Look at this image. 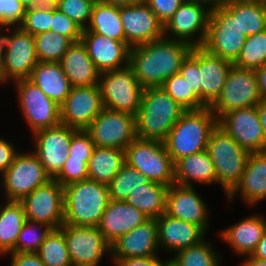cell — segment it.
I'll return each instance as SVG.
<instances>
[{"mask_svg":"<svg viewBox=\"0 0 266 266\" xmlns=\"http://www.w3.org/2000/svg\"><path fill=\"white\" fill-rule=\"evenodd\" d=\"M148 181L138 170L125 163L108 184L109 198L116 201H125L132 190Z\"/></svg>","mask_w":266,"mask_h":266,"instance_id":"cell-41","label":"cell"},{"mask_svg":"<svg viewBox=\"0 0 266 266\" xmlns=\"http://www.w3.org/2000/svg\"><path fill=\"white\" fill-rule=\"evenodd\" d=\"M247 35L238 25V1L224 4L210 11L205 41L208 52L234 63Z\"/></svg>","mask_w":266,"mask_h":266,"instance_id":"cell-5","label":"cell"},{"mask_svg":"<svg viewBox=\"0 0 266 266\" xmlns=\"http://www.w3.org/2000/svg\"><path fill=\"white\" fill-rule=\"evenodd\" d=\"M60 0H42L43 4L55 5Z\"/></svg>","mask_w":266,"mask_h":266,"instance_id":"cell-63","label":"cell"},{"mask_svg":"<svg viewBox=\"0 0 266 266\" xmlns=\"http://www.w3.org/2000/svg\"><path fill=\"white\" fill-rule=\"evenodd\" d=\"M186 111L163 87L144 88L136 114L137 138L163 142Z\"/></svg>","mask_w":266,"mask_h":266,"instance_id":"cell-2","label":"cell"},{"mask_svg":"<svg viewBox=\"0 0 266 266\" xmlns=\"http://www.w3.org/2000/svg\"><path fill=\"white\" fill-rule=\"evenodd\" d=\"M252 256L260 260H266V231L258 242V245L255 251L252 253Z\"/></svg>","mask_w":266,"mask_h":266,"instance_id":"cell-56","label":"cell"},{"mask_svg":"<svg viewBox=\"0 0 266 266\" xmlns=\"http://www.w3.org/2000/svg\"><path fill=\"white\" fill-rule=\"evenodd\" d=\"M211 245L204 238L196 245L177 251L170 263L173 266H220L221 255Z\"/></svg>","mask_w":266,"mask_h":266,"instance_id":"cell-36","label":"cell"},{"mask_svg":"<svg viewBox=\"0 0 266 266\" xmlns=\"http://www.w3.org/2000/svg\"><path fill=\"white\" fill-rule=\"evenodd\" d=\"M159 248L173 251L198 244L205 237V232L196 224L162 214L156 218Z\"/></svg>","mask_w":266,"mask_h":266,"instance_id":"cell-24","label":"cell"},{"mask_svg":"<svg viewBox=\"0 0 266 266\" xmlns=\"http://www.w3.org/2000/svg\"><path fill=\"white\" fill-rule=\"evenodd\" d=\"M266 64V30L247 36L237 60L233 65L257 70Z\"/></svg>","mask_w":266,"mask_h":266,"instance_id":"cell-40","label":"cell"},{"mask_svg":"<svg viewBox=\"0 0 266 266\" xmlns=\"http://www.w3.org/2000/svg\"><path fill=\"white\" fill-rule=\"evenodd\" d=\"M179 74L186 79L189 87L202 101L200 84V46L192 47L188 56L183 60Z\"/></svg>","mask_w":266,"mask_h":266,"instance_id":"cell-46","label":"cell"},{"mask_svg":"<svg viewBox=\"0 0 266 266\" xmlns=\"http://www.w3.org/2000/svg\"><path fill=\"white\" fill-rule=\"evenodd\" d=\"M46 266H72L63 231L52 229L37 251Z\"/></svg>","mask_w":266,"mask_h":266,"instance_id":"cell-37","label":"cell"},{"mask_svg":"<svg viewBox=\"0 0 266 266\" xmlns=\"http://www.w3.org/2000/svg\"><path fill=\"white\" fill-rule=\"evenodd\" d=\"M237 193L249 206L266 198V151L249 154L239 183L226 199L233 200Z\"/></svg>","mask_w":266,"mask_h":266,"instance_id":"cell-26","label":"cell"},{"mask_svg":"<svg viewBox=\"0 0 266 266\" xmlns=\"http://www.w3.org/2000/svg\"><path fill=\"white\" fill-rule=\"evenodd\" d=\"M11 266H46L37 253L9 252Z\"/></svg>","mask_w":266,"mask_h":266,"instance_id":"cell-53","label":"cell"},{"mask_svg":"<svg viewBox=\"0 0 266 266\" xmlns=\"http://www.w3.org/2000/svg\"><path fill=\"white\" fill-rule=\"evenodd\" d=\"M49 180L51 177L34 152L24 154L18 152L1 178L6 201L16 202H20L26 195Z\"/></svg>","mask_w":266,"mask_h":266,"instance_id":"cell-10","label":"cell"},{"mask_svg":"<svg viewBox=\"0 0 266 266\" xmlns=\"http://www.w3.org/2000/svg\"><path fill=\"white\" fill-rule=\"evenodd\" d=\"M262 101L255 70L233 65L218 98L209 106L217 119L229 111L257 106Z\"/></svg>","mask_w":266,"mask_h":266,"instance_id":"cell-9","label":"cell"},{"mask_svg":"<svg viewBox=\"0 0 266 266\" xmlns=\"http://www.w3.org/2000/svg\"><path fill=\"white\" fill-rule=\"evenodd\" d=\"M184 1L201 4L206 8H208L210 11L215 10L219 6H222V0H184Z\"/></svg>","mask_w":266,"mask_h":266,"instance_id":"cell-57","label":"cell"},{"mask_svg":"<svg viewBox=\"0 0 266 266\" xmlns=\"http://www.w3.org/2000/svg\"><path fill=\"white\" fill-rule=\"evenodd\" d=\"M175 183L193 186V182L201 184L217 183L215 165L207 150L185 156L174 163Z\"/></svg>","mask_w":266,"mask_h":266,"instance_id":"cell-30","label":"cell"},{"mask_svg":"<svg viewBox=\"0 0 266 266\" xmlns=\"http://www.w3.org/2000/svg\"><path fill=\"white\" fill-rule=\"evenodd\" d=\"M4 45L0 31V83L3 84Z\"/></svg>","mask_w":266,"mask_h":266,"instance_id":"cell-61","label":"cell"},{"mask_svg":"<svg viewBox=\"0 0 266 266\" xmlns=\"http://www.w3.org/2000/svg\"><path fill=\"white\" fill-rule=\"evenodd\" d=\"M257 75L259 93L262 100L266 99V64L255 70Z\"/></svg>","mask_w":266,"mask_h":266,"instance_id":"cell-55","label":"cell"},{"mask_svg":"<svg viewBox=\"0 0 266 266\" xmlns=\"http://www.w3.org/2000/svg\"><path fill=\"white\" fill-rule=\"evenodd\" d=\"M26 9L20 0H0V27H19Z\"/></svg>","mask_w":266,"mask_h":266,"instance_id":"cell-49","label":"cell"},{"mask_svg":"<svg viewBox=\"0 0 266 266\" xmlns=\"http://www.w3.org/2000/svg\"><path fill=\"white\" fill-rule=\"evenodd\" d=\"M38 61L60 62L73 43L68 37L55 32H42L34 35Z\"/></svg>","mask_w":266,"mask_h":266,"instance_id":"cell-39","label":"cell"},{"mask_svg":"<svg viewBox=\"0 0 266 266\" xmlns=\"http://www.w3.org/2000/svg\"><path fill=\"white\" fill-rule=\"evenodd\" d=\"M206 150L215 165L217 184L227 196L239 183L250 153L218 125L210 134Z\"/></svg>","mask_w":266,"mask_h":266,"instance_id":"cell-6","label":"cell"},{"mask_svg":"<svg viewBox=\"0 0 266 266\" xmlns=\"http://www.w3.org/2000/svg\"><path fill=\"white\" fill-rule=\"evenodd\" d=\"M193 187L176 183L169 186L165 214L196 224L206 233L209 227L208 215L210 211L204 199L199 196Z\"/></svg>","mask_w":266,"mask_h":266,"instance_id":"cell-21","label":"cell"},{"mask_svg":"<svg viewBox=\"0 0 266 266\" xmlns=\"http://www.w3.org/2000/svg\"><path fill=\"white\" fill-rule=\"evenodd\" d=\"M10 35H3L4 62L3 83L30 78L33 68L38 63L34 35L23 31L20 27H9Z\"/></svg>","mask_w":266,"mask_h":266,"instance_id":"cell-11","label":"cell"},{"mask_svg":"<svg viewBox=\"0 0 266 266\" xmlns=\"http://www.w3.org/2000/svg\"><path fill=\"white\" fill-rule=\"evenodd\" d=\"M218 126L249 153L266 151L257 106L227 112L218 119Z\"/></svg>","mask_w":266,"mask_h":266,"instance_id":"cell-17","label":"cell"},{"mask_svg":"<svg viewBox=\"0 0 266 266\" xmlns=\"http://www.w3.org/2000/svg\"><path fill=\"white\" fill-rule=\"evenodd\" d=\"M217 125L218 119L209 107L187 110L163 141L173 163L206 150L210 134Z\"/></svg>","mask_w":266,"mask_h":266,"instance_id":"cell-3","label":"cell"},{"mask_svg":"<svg viewBox=\"0 0 266 266\" xmlns=\"http://www.w3.org/2000/svg\"><path fill=\"white\" fill-rule=\"evenodd\" d=\"M241 266H266V260H260L252 255H248V258L241 264Z\"/></svg>","mask_w":266,"mask_h":266,"instance_id":"cell-60","label":"cell"},{"mask_svg":"<svg viewBox=\"0 0 266 266\" xmlns=\"http://www.w3.org/2000/svg\"><path fill=\"white\" fill-rule=\"evenodd\" d=\"M20 203L26 220L58 229L64 223V187L55 179L34 189Z\"/></svg>","mask_w":266,"mask_h":266,"instance_id":"cell-14","label":"cell"},{"mask_svg":"<svg viewBox=\"0 0 266 266\" xmlns=\"http://www.w3.org/2000/svg\"><path fill=\"white\" fill-rule=\"evenodd\" d=\"M103 109L99 85L72 87L60 105L61 124L86 130Z\"/></svg>","mask_w":266,"mask_h":266,"instance_id":"cell-19","label":"cell"},{"mask_svg":"<svg viewBox=\"0 0 266 266\" xmlns=\"http://www.w3.org/2000/svg\"><path fill=\"white\" fill-rule=\"evenodd\" d=\"M60 64L72 87L99 85L101 72L89 57L81 40L69 46Z\"/></svg>","mask_w":266,"mask_h":266,"instance_id":"cell-28","label":"cell"},{"mask_svg":"<svg viewBox=\"0 0 266 266\" xmlns=\"http://www.w3.org/2000/svg\"><path fill=\"white\" fill-rule=\"evenodd\" d=\"M209 15L210 10L205 6L183 1L164 25V37L183 41L191 47L202 46L207 34Z\"/></svg>","mask_w":266,"mask_h":266,"instance_id":"cell-16","label":"cell"},{"mask_svg":"<svg viewBox=\"0 0 266 266\" xmlns=\"http://www.w3.org/2000/svg\"><path fill=\"white\" fill-rule=\"evenodd\" d=\"M86 131L97 147L125 150L137 138L136 116L104 107Z\"/></svg>","mask_w":266,"mask_h":266,"instance_id":"cell-13","label":"cell"},{"mask_svg":"<svg viewBox=\"0 0 266 266\" xmlns=\"http://www.w3.org/2000/svg\"><path fill=\"white\" fill-rule=\"evenodd\" d=\"M67 243L72 265L98 266L104 254H111V244L98 227L62 224L59 227Z\"/></svg>","mask_w":266,"mask_h":266,"instance_id":"cell-15","label":"cell"},{"mask_svg":"<svg viewBox=\"0 0 266 266\" xmlns=\"http://www.w3.org/2000/svg\"><path fill=\"white\" fill-rule=\"evenodd\" d=\"M81 41L100 72L120 69L129 65L131 47L126 42H120L91 31H83Z\"/></svg>","mask_w":266,"mask_h":266,"instance_id":"cell-22","label":"cell"},{"mask_svg":"<svg viewBox=\"0 0 266 266\" xmlns=\"http://www.w3.org/2000/svg\"><path fill=\"white\" fill-rule=\"evenodd\" d=\"M158 250L157 222L149 219L115 240L110 255L111 258L149 257L157 256Z\"/></svg>","mask_w":266,"mask_h":266,"instance_id":"cell-23","label":"cell"},{"mask_svg":"<svg viewBox=\"0 0 266 266\" xmlns=\"http://www.w3.org/2000/svg\"><path fill=\"white\" fill-rule=\"evenodd\" d=\"M237 1H247V0H222V5L229 4L232 2H237Z\"/></svg>","mask_w":266,"mask_h":266,"instance_id":"cell-64","label":"cell"},{"mask_svg":"<svg viewBox=\"0 0 266 266\" xmlns=\"http://www.w3.org/2000/svg\"><path fill=\"white\" fill-rule=\"evenodd\" d=\"M114 266H168L170 259L161 261L158 256L133 257V258H112Z\"/></svg>","mask_w":266,"mask_h":266,"instance_id":"cell-52","label":"cell"},{"mask_svg":"<svg viewBox=\"0 0 266 266\" xmlns=\"http://www.w3.org/2000/svg\"><path fill=\"white\" fill-rule=\"evenodd\" d=\"M156 14L158 20L165 25L184 0H144Z\"/></svg>","mask_w":266,"mask_h":266,"instance_id":"cell-51","label":"cell"},{"mask_svg":"<svg viewBox=\"0 0 266 266\" xmlns=\"http://www.w3.org/2000/svg\"><path fill=\"white\" fill-rule=\"evenodd\" d=\"M125 164V150L94 147L88 161V179L108 185Z\"/></svg>","mask_w":266,"mask_h":266,"instance_id":"cell-33","label":"cell"},{"mask_svg":"<svg viewBox=\"0 0 266 266\" xmlns=\"http://www.w3.org/2000/svg\"><path fill=\"white\" fill-rule=\"evenodd\" d=\"M14 82L19 99L18 105H20L32 134L61 123L60 106L52 101L34 82L29 78Z\"/></svg>","mask_w":266,"mask_h":266,"instance_id":"cell-12","label":"cell"},{"mask_svg":"<svg viewBox=\"0 0 266 266\" xmlns=\"http://www.w3.org/2000/svg\"><path fill=\"white\" fill-rule=\"evenodd\" d=\"M26 215L20 202L6 201L0 207V254L13 252Z\"/></svg>","mask_w":266,"mask_h":266,"instance_id":"cell-34","label":"cell"},{"mask_svg":"<svg viewBox=\"0 0 266 266\" xmlns=\"http://www.w3.org/2000/svg\"><path fill=\"white\" fill-rule=\"evenodd\" d=\"M108 185L85 179L64 186V223L97 227L107 208Z\"/></svg>","mask_w":266,"mask_h":266,"instance_id":"cell-4","label":"cell"},{"mask_svg":"<svg viewBox=\"0 0 266 266\" xmlns=\"http://www.w3.org/2000/svg\"><path fill=\"white\" fill-rule=\"evenodd\" d=\"M266 231V220L259 214L247 216L240 222L223 229L220 237L230 245L233 252L252 255Z\"/></svg>","mask_w":266,"mask_h":266,"instance_id":"cell-27","label":"cell"},{"mask_svg":"<svg viewBox=\"0 0 266 266\" xmlns=\"http://www.w3.org/2000/svg\"><path fill=\"white\" fill-rule=\"evenodd\" d=\"M192 47L183 41L161 38L130 48L129 66L143 88L162 86L178 74Z\"/></svg>","mask_w":266,"mask_h":266,"instance_id":"cell-1","label":"cell"},{"mask_svg":"<svg viewBox=\"0 0 266 266\" xmlns=\"http://www.w3.org/2000/svg\"><path fill=\"white\" fill-rule=\"evenodd\" d=\"M95 2L96 0H60L55 6L85 30L91 20Z\"/></svg>","mask_w":266,"mask_h":266,"instance_id":"cell-45","label":"cell"},{"mask_svg":"<svg viewBox=\"0 0 266 266\" xmlns=\"http://www.w3.org/2000/svg\"><path fill=\"white\" fill-rule=\"evenodd\" d=\"M99 86L105 108L136 116L144 88L129 65L101 72Z\"/></svg>","mask_w":266,"mask_h":266,"instance_id":"cell-8","label":"cell"},{"mask_svg":"<svg viewBox=\"0 0 266 266\" xmlns=\"http://www.w3.org/2000/svg\"><path fill=\"white\" fill-rule=\"evenodd\" d=\"M96 1L105 3V4H112L116 6H127V5H132V4L142 2L144 0H96Z\"/></svg>","mask_w":266,"mask_h":266,"instance_id":"cell-59","label":"cell"},{"mask_svg":"<svg viewBox=\"0 0 266 266\" xmlns=\"http://www.w3.org/2000/svg\"><path fill=\"white\" fill-rule=\"evenodd\" d=\"M17 150L8 141L0 138V174L2 175L13 163Z\"/></svg>","mask_w":266,"mask_h":266,"instance_id":"cell-54","label":"cell"},{"mask_svg":"<svg viewBox=\"0 0 266 266\" xmlns=\"http://www.w3.org/2000/svg\"><path fill=\"white\" fill-rule=\"evenodd\" d=\"M95 144L86 130H77L69 147L70 159L90 160Z\"/></svg>","mask_w":266,"mask_h":266,"instance_id":"cell-50","label":"cell"},{"mask_svg":"<svg viewBox=\"0 0 266 266\" xmlns=\"http://www.w3.org/2000/svg\"><path fill=\"white\" fill-rule=\"evenodd\" d=\"M238 25L247 36L266 30V0L238 1Z\"/></svg>","mask_w":266,"mask_h":266,"instance_id":"cell-38","label":"cell"},{"mask_svg":"<svg viewBox=\"0 0 266 266\" xmlns=\"http://www.w3.org/2000/svg\"><path fill=\"white\" fill-rule=\"evenodd\" d=\"M149 218L126 201L108 202L99 225V231L112 244L120 236L144 224Z\"/></svg>","mask_w":266,"mask_h":266,"instance_id":"cell-25","label":"cell"},{"mask_svg":"<svg viewBox=\"0 0 266 266\" xmlns=\"http://www.w3.org/2000/svg\"><path fill=\"white\" fill-rule=\"evenodd\" d=\"M169 186L153 181L132 190L125 200L149 219H156L166 212V196Z\"/></svg>","mask_w":266,"mask_h":266,"instance_id":"cell-32","label":"cell"},{"mask_svg":"<svg viewBox=\"0 0 266 266\" xmlns=\"http://www.w3.org/2000/svg\"><path fill=\"white\" fill-rule=\"evenodd\" d=\"M91 31L108 38L125 42L124 27L120 18V6L96 1L88 27Z\"/></svg>","mask_w":266,"mask_h":266,"instance_id":"cell-35","label":"cell"},{"mask_svg":"<svg viewBox=\"0 0 266 266\" xmlns=\"http://www.w3.org/2000/svg\"><path fill=\"white\" fill-rule=\"evenodd\" d=\"M120 18L124 27L125 42L130 47L164 37V25L145 1L120 6Z\"/></svg>","mask_w":266,"mask_h":266,"instance_id":"cell-20","label":"cell"},{"mask_svg":"<svg viewBox=\"0 0 266 266\" xmlns=\"http://www.w3.org/2000/svg\"><path fill=\"white\" fill-rule=\"evenodd\" d=\"M257 110L260 116L261 120V125L263 127V132H264V138L266 141V99L262 100L258 105H257Z\"/></svg>","mask_w":266,"mask_h":266,"instance_id":"cell-58","label":"cell"},{"mask_svg":"<svg viewBox=\"0 0 266 266\" xmlns=\"http://www.w3.org/2000/svg\"><path fill=\"white\" fill-rule=\"evenodd\" d=\"M88 161L67 158L59 174L54 178L63 187L77 181L88 179Z\"/></svg>","mask_w":266,"mask_h":266,"instance_id":"cell-48","label":"cell"},{"mask_svg":"<svg viewBox=\"0 0 266 266\" xmlns=\"http://www.w3.org/2000/svg\"><path fill=\"white\" fill-rule=\"evenodd\" d=\"M52 22V5L43 4L26 9L24 19L19 26L23 31L36 35L49 32Z\"/></svg>","mask_w":266,"mask_h":266,"instance_id":"cell-44","label":"cell"},{"mask_svg":"<svg viewBox=\"0 0 266 266\" xmlns=\"http://www.w3.org/2000/svg\"><path fill=\"white\" fill-rule=\"evenodd\" d=\"M50 31L68 37L72 42L81 40L83 30L67 15L52 5V22Z\"/></svg>","mask_w":266,"mask_h":266,"instance_id":"cell-47","label":"cell"},{"mask_svg":"<svg viewBox=\"0 0 266 266\" xmlns=\"http://www.w3.org/2000/svg\"><path fill=\"white\" fill-rule=\"evenodd\" d=\"M76 131V129L60 123L32 134L35 139L33 152L38 156L51 179L59 174L69 157L70 143Z\"/></svg>","mask_w":266,"mask_h":266,"instance_id":"cell-18","label":"cell"},{"mask_svg":"<svg viewBox=\"0 0 266 266\" xmlns=\"http://www.w3.org/2000/svg\"><path fill=\"white\" fill-rule=\"evenodd\" d=\"M232 66L233 63L230 61L214 55L200 46L202 102L207 107L218 98Z\"/></svg>","mask_w":266,"mask_h":266,"instance_id":"cell-29","label":"cell"},{"mask_svg":"<svg viewBox=\"0 0 266 266\" xmlns=\"http://www.w3.org/2000/svg\"><path fill=\"white\" fill-rule=\"evenodd\" d=\"M26 8L37 7L43 5L42 0H20Z\"/></svg>","mask_w":266,"mask_h":266,"instance_id":"cell-62","label":"cell"},{"mask_svg":"<svg viewBox=\"0 0 266 266\" xmlns=\"http://www.w3.org/2000/svg\"><path fill=\"white\" fill-rule=\"evenodd\" d=\"M161 87L186 110H200L207 107L179 73L167 78Z\"/></svg>","mask_w":266,"mask_h":266,"instance_id":"cell-42","label":"cell"},{"mask_svg":"<svg viewBox=\"0 0 266 266\" xmlns=\"http://www.w3.org/2000/svg\"><path fill=\"white\" fill-rule=\"evenodd\" d=\"M125 163L149 181L166 186L175 183L174 163L162 141L136 138L125 148Z\"/></svg>","mask_w":266,"mask_h":266,"instance_id":"cell-7","label":"cell"},{"mask_svg":"<svg viewBox=\"0 0 266 266\" xmlns=\"http://www.w3.org/2000/svg\"><path fill=\"white\" fill-rule=\"evenodd\" d=\"M29 79L59 106L65 101L72 88L60 62L38 61Z\"/></svg>","mask_w":266,"mask_h":266,"instance_id":"cell-31","label":"cell"},{"mask_svg":"<svg viewBox=\"0 0 266 266\" xmlns=\"http://www.w3.org/2000/svg\"><path fill=\"white\" fill-rule=\"evenodd\" d=\"M51 230L52 228L44 223L26 220L19 233L13 252L37 253Z\"/></svg>","mask_w":266,"mask_h":266,"instance_id":"cell-43","label":"cell"}]
</instances>
